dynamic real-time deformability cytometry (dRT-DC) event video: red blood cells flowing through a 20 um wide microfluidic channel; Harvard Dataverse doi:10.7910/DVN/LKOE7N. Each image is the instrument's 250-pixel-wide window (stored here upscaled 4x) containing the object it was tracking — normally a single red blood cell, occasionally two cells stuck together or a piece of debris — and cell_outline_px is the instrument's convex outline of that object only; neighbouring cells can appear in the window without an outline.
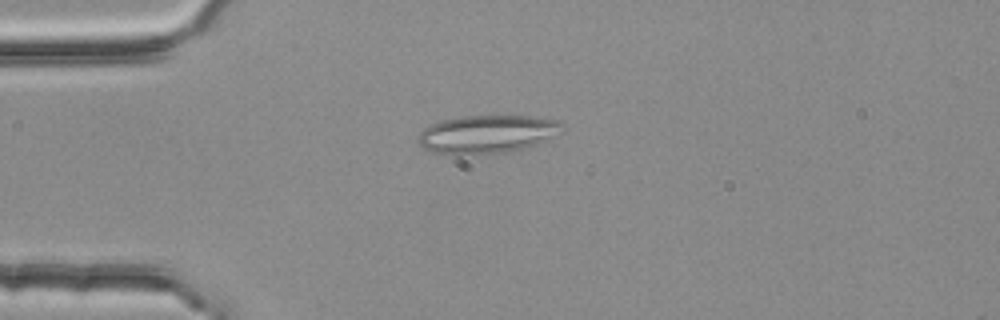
{"species": "common noctule bat (a hibernating species)", "species_latin": "Nyctalus noctula", "temperature_condition": "room temperature", "stored_images_in_passage": 54, "camera_frame_rate_fps": 3000, "um_per_image_px": 0.085, "animal": {"sex": "female", "body_mass_g": 25.1}, "frame": {"image": 1, "passage_image": 14, "time_ms": 4.333, "image_size_px": [1000, 320], "cell_outline_px": [[564, 128], [556, 136], [536, 144], [524, 148], [508, 152], [464, 156], [452, 156], [432, 152], [424, 148], [416, 140], [416, 136], [424, 128], [440, 120], [460, 116], [532, 116], [556, 120], [564, 124]], "centroid_in_image_um": [41.36, 11.42], "position_along_channel_um": 43.6, "area_um2": 32.71}}
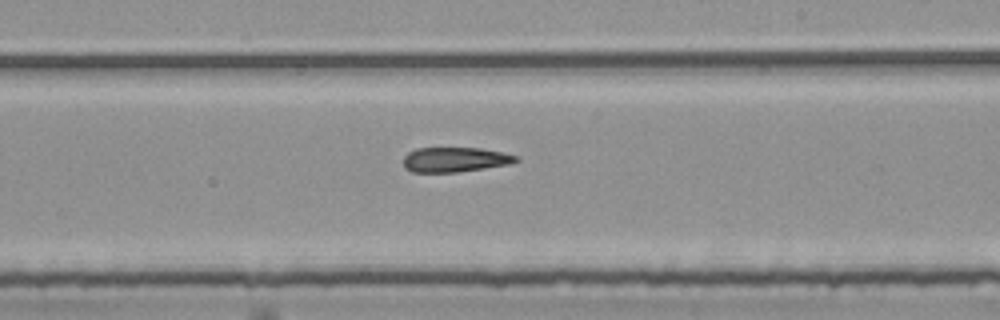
{"frame": {"image": 2, "passage_image": 32, "time_ms": 10.333, "image_size_px": [1000, 320], "cell_outline_px": [[520, 160], [508, 164], [484, 168], [456, 172], [412, 172], [404, 168], [404, 156], [408, 152], [416, 148], [480, 148], [504, 152], [516, 156]], "centroid_in_image_um": [38.65, 13.56], "position_along_channel_um": 250.4, "area_um2": 16.24}}
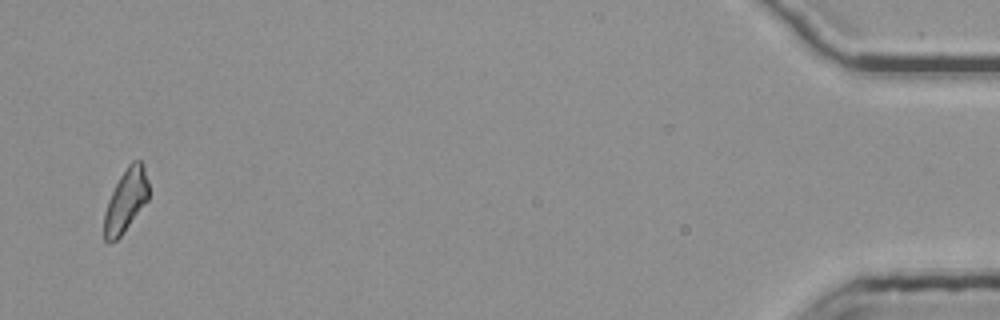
{"frame": {"image": 3, "passage_image": 53, "time_ms": 17.333, "image_size_px": [1000, 320], "cell_outline_px": [[148, 200], [124, 232], [116, 240], [108, 244], [104, 240], [104, 212], [108, 200], [120, 176], [128, 164], [132, 160], [140, 160], [144, 164], [148, 180]], "centroid_in_image_um": [10.69, 17.05], "position_along_channel_um": 424.5, "area_um2": 16.42}}